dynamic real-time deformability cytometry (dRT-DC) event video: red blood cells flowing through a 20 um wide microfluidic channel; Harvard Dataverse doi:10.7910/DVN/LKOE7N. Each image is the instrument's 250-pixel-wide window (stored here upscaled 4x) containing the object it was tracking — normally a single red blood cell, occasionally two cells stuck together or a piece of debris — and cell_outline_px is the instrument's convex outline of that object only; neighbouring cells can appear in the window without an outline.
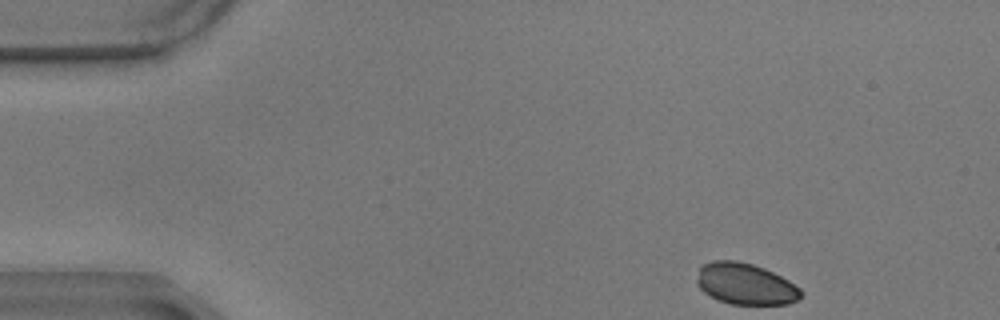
{"species": "common noctule bat (a hibernating species)", "species_latin": "Nyctalus noctula", "temperature_condition": "warm", "stored_images_in_passage": 53, "camera_frame_rate_fps": 3000, "um_per_image_px": 0.085, "animal": {"sex": "male", "body_mass_g": 17.9}, "frame": {"image": 1, "passage_image": 1, "time_ms": 0.0, "image_size_px": [1000, 320], "cell_outline_px": [[804, 292], [796, 300], [788, 304], [728, 304], [716, 300], [704, 292], [696, 284], [696, 280], [700, 268], [704, 264], [712, 260], [736, 260], [752, 264], [764, 268], [788, 280], [800, 288]], "centroid_in_image_um": [63.34, 24.14], "position_along_channel_um": 21.7, "area_um2": 25.14}}
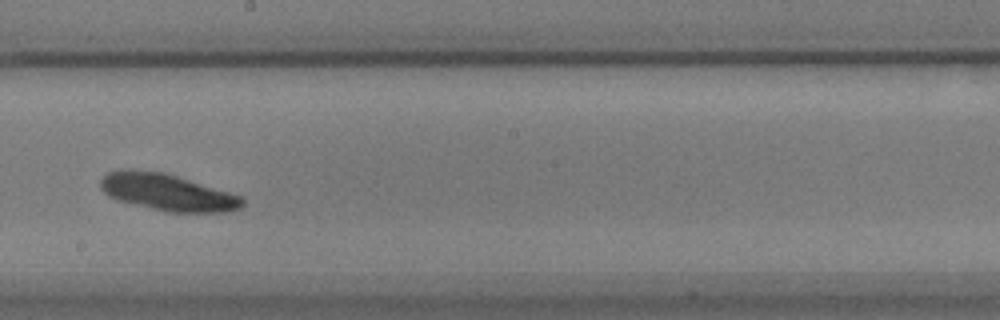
{"frame": {"image": 2, "passage_image": 27, "time_ms": 8.667, "image_size_px": [1000, 320], "cell_outline_px": [[244, 204], [240, 208], [228, 212], [168, 212], [116, 200], [108, 196], [100, 188], [100, 180], [108, 172], [120, 168], [128, 168], [164, 172], [244, 196]], "centroid_in_image_um": [14.22, 16.33], "position_along_channel_um": 234.0, "area_um2": 30.81}}
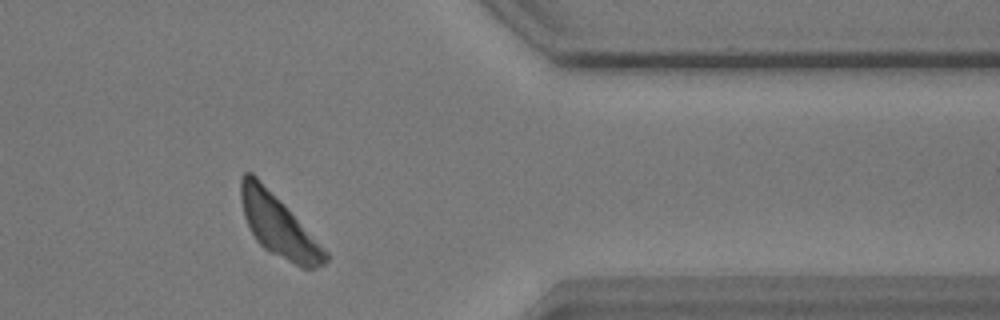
{"frame": {"image": 3, "passage_image": 42, "time_ms": 13.667, "image_size_px": [1000, 320], "cell_outline_px": [[328, 260], [324, 264], [316, 268], [300, 268], [264, 248], [256, 240], [244, 216], [240, 196], [240, 176], [244, 172], [252, 172], [284, 204], [328, 252]], "centroid_in_image_um": [23.66, 19.19], "position_along_channel_um": 387.7, "area_um2": 29.94}}